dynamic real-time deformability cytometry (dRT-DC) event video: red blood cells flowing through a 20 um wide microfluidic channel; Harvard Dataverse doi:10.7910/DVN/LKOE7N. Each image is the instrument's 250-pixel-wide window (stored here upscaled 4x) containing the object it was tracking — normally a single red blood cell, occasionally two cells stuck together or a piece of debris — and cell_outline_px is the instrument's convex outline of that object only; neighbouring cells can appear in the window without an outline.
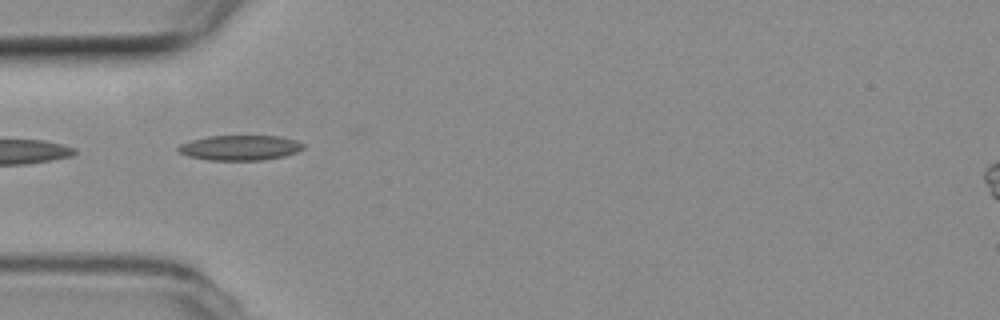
{"species": "common noctule bat (a hibernating species)", "species_latin": "Nyctalus noctula", "temperature_condition": "room temperature", "stored_images_in_passage": 4, "camera_frame_rate_fps": 3000, "um_per_image_px": 0.085, "animal": {"sex": "female", "body_mass_g": 19.3, "forearm_length_mm": 54.1}, "frame": {"image": 1, "passage_image": 1, "time_ms": 0.0, "image_size_px": [1000, 320], "cell_outline_px": [[304, 148], [296, 152], [284, 156], [264, 160], [208, 160], [188, 156], [180, 152], [176, 148], [180, 144], [192, 140], [208, 136], [280, 136], [296, 140], [304, 144]], "centroid_in_image_um": [20.41, 12.56], "position_along_channel_um": 64.6, "area_um2": 18.26}}